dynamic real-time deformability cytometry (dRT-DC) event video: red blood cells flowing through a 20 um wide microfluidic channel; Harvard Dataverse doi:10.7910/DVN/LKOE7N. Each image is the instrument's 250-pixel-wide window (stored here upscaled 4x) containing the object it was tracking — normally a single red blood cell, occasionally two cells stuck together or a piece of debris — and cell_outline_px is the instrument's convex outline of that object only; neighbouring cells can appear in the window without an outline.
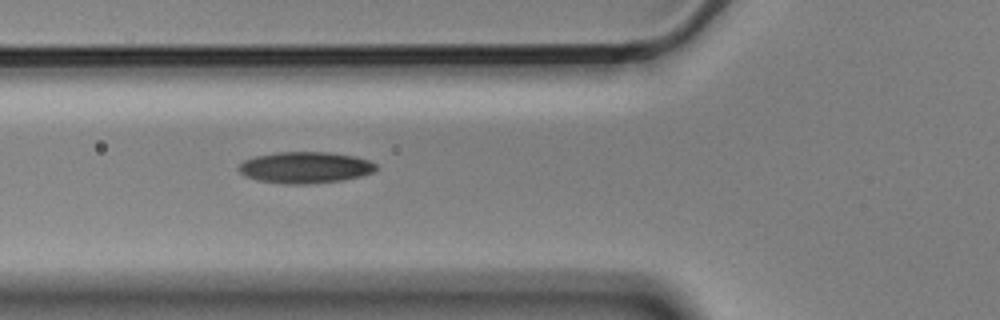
{"species": "Egyptian fruit bat (a non-hibernating species)", "species_latin": "Rousettus aegyptiacus", "temperature_condition": "cold", "stored_images_in_passage": 3, "camera_frame_rate_fps": 3000, "um_per_image_px": 0.085, "animal": {"sex": "male"}, "frame": {"image": 1, "passage_image": 3, "time_ms": 0.667, "image_size_px": [1000, 320], "cell_outline_px": [[380, 168], [372, 172], [360, 176], [340, 180], [308, 184], [284, 184], [260, 180], [248, 176], [240, 172], [236, 168], [244, 160], [256, 156], [276, 152], [332, 152], [356, 156], [368, 160], [376, 164]], "centroid_in_image_um": [25.97, 14.22], "position_along_channel_um": 99.8, "area_um2": 25.09}}